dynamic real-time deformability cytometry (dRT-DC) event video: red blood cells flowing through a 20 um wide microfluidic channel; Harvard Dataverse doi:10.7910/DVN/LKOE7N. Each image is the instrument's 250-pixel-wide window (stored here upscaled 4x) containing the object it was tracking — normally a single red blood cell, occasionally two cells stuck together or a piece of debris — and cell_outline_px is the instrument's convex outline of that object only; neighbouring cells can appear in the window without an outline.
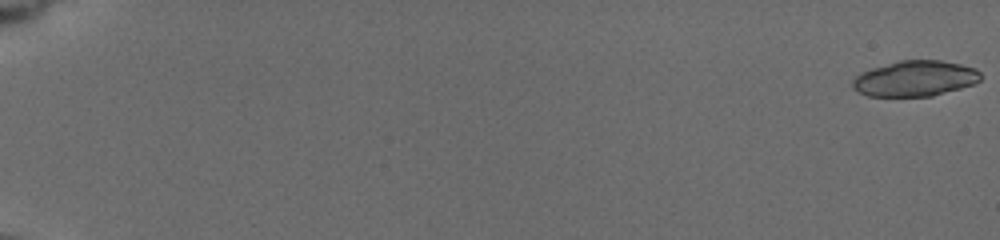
{"species": "common noctule bat (a hibernating species)", "species_latin": "Nyctalus noctula", "temperature_condition": "cold", "stored_images_in_passage": 36, "camera_frame_rate_fps": 3000, "um_per_image_px": 0.085, "animal": {"sex": "female", "body_mass_g": 19.5, "forearm_length_mm": 54.1}, "frame": {"image": 1, "passage_image": 1, "time_ms": 0.0, "image_size_px": [1000, 240], "cell_outline_px": [[980, 80], [972, 84], [960, 88], [932, 96], [868, 96], [852, 88], [852, 80], [860, 72], [872, 68], [900, 60], [940, 60], [960, 64], [976, 68], [980, 72]], "centroid_in_image_um": [77.76, 6.67], "position_along_channel_um": 7.2, "area_um2": 26.47}}
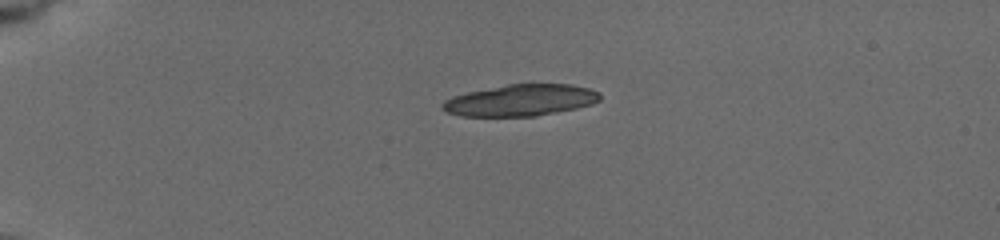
{"frame": {"image": 2, "passage_image": 11, "time_ms": 5.0, "image_size_px": [1000, 240], "cell_outline_px": [[600, 100], [592, 104], [576, 108], [536, 116], [460, 116], [444, 112], [440, 108], [440, 104], [444, 100], [452, 96], [468, 92], [508, 84], [572, 84], [588, 88], [600, 92]], "centroid_in_image_um": [44.21, 8.52], "position_along_channel_um": 40.8, "area_um2": 29.07}, "authors_computed_cell_mechanics": {"area_um2": 27.5995, "velocity_mm_per_s": 3.7787, "shape_relaxation_time_tau1_ms": 0.3945, "shape_relaxation_time_tau2_ms": 2.2736, "deformation_change_tau1": 0.259, "deformation_change_tau2": 0.0713}}